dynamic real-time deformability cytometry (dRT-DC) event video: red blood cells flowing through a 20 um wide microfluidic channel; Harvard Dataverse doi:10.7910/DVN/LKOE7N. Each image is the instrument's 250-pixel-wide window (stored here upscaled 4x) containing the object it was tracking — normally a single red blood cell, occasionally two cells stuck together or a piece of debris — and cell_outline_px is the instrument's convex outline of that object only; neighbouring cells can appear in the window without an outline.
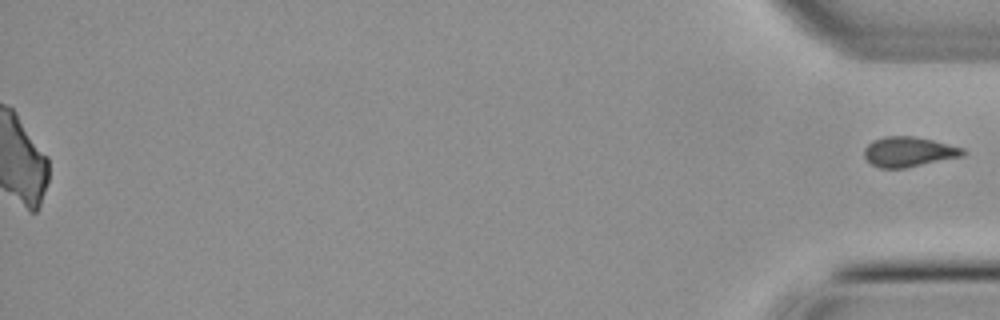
{"species": "common noctule bat (a hibernating species)", "species_latin": "Nyctalus noctula", "temperature_condition": "cold", "stored_images_in_passage": 42, "segment_of_instrument_passage": [2, 2], "camera_frame_rate_fps": 3000, "um_per_image_px": 0.085, "animal": {"sex": "male", "body_mass_g": 21.5, "forearm_length_mm": 52.0}, "frame": {"image": 1, "passage_image": 42, "time_ms": 13.667, "image_size_px": [1000, 320], "cell_outline_px": [[968, 152], [964, 156], [904, 168], [880, 168], [872, 164], [864, 156], [864, 148], [872, 140], [884, 136], [912, 136], [932, 140], [964, 148]], "centroid_in_image_um": [77.25, 12.9], "position_along_channel_um": 357.9, "area_um2": 17.28}}